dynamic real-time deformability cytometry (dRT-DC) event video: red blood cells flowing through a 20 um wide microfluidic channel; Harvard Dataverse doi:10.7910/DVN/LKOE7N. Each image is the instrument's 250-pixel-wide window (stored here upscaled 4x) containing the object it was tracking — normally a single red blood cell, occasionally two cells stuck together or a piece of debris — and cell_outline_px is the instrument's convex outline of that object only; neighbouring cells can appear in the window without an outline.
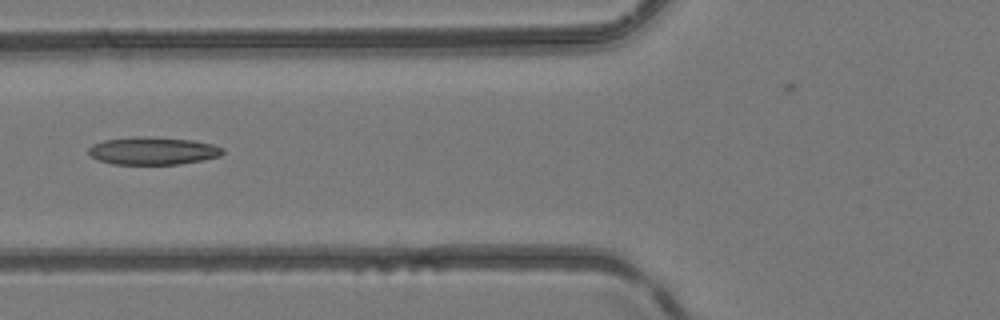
{"species": "common noctule bat (a hibernating species)", "species_latin": "Nyctalus noctula", "temperature_condition": "room temperature", "stored_images_in_passage": 7, "camera_frame_rate_fps": 3000, "um_per_image_px": 0.085, "animal": {"sex": "female", "body_mass_g": 24.6, "forearm_length_mm": 56.2}, "frame": {"image": 1, "passage_image": 6, "time_ms": 5.667, "image_size_px": [1000, 320], "cell_outline_px": [[224, 152], [220, 156], [204, 160], [176, 164], [112, 164], [100, 160], [92, 156], [88, 152], [88, 148], [92, 144], [104, 140], [132, 136], [152, 136], [192, 140], [212, 144], [224, 148]], "centroid_in_image_um": [13.0, 12.8], "position_along_channel_um": 112.8, "area_um2": 21.79}}
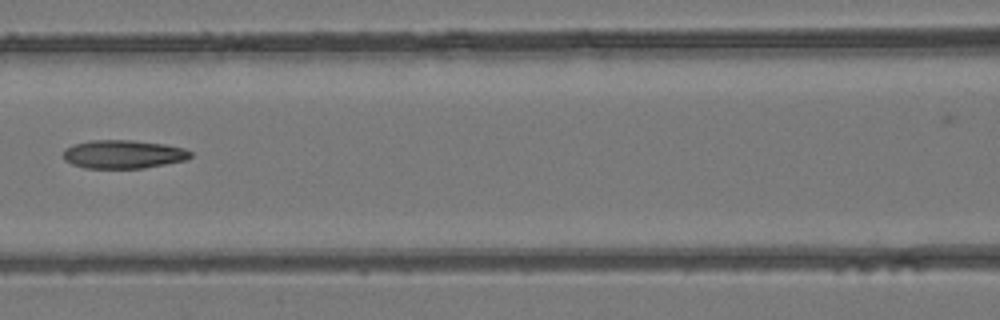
{"frame": {"image": 2, "passage_image": 7, "time_ms": 6.667, "image_size_px": [1000, 320], "cell_outline_px": [[192, 156], [188, 160], [144, 168], [84, 168], [72, 164], [64, 160], [64, 148], [72, 144], [92, 140], [132, 140], [164, 144], [184, 148], [192, 152]], "centroid_in_image_um": [10.49, 13.11], "position_along_channel_um": 156.1, "area_um2": 21.27}}